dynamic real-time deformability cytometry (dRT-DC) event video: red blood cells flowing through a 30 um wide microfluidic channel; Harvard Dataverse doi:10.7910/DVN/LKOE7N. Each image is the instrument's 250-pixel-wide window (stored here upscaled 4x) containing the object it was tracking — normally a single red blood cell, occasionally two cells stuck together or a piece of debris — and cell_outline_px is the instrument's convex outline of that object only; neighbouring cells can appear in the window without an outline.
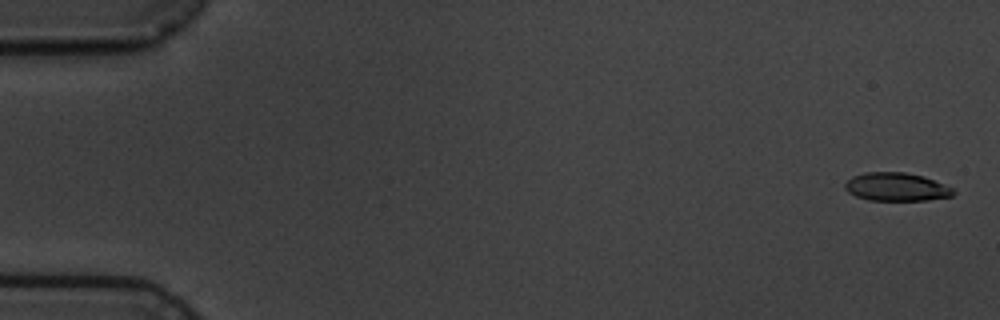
{"species": "common noctule bat (a hibernating species)", "species_latin": "Nyctalus noctula", "temperature_condition": "cold", "stored_images_in_passage": 4, "camera_frame_rate_fps": 3000, "um_per_image_px": 0.085, "animal": {"sex": "male", "body_mass_g": 19.5, "forearm_length_mm": 54.6}, "frame": {"image": 1, "passage_image": 1, "time_ms": 0.0, "image_size_px": [1000, 320], "cell_outline_px": [[956, 192], [952, 196], [928, 200], [868, 200], [856, 196], [848, 192], [844, 188], [844, 184], [852, 176], [864, 172], [904, 172], [924, 176], [952, 188]], "centroid_in_image_um": [76.17, 15.88], "position_along_channel_um": 8.8, "area_um2": 17.86}}